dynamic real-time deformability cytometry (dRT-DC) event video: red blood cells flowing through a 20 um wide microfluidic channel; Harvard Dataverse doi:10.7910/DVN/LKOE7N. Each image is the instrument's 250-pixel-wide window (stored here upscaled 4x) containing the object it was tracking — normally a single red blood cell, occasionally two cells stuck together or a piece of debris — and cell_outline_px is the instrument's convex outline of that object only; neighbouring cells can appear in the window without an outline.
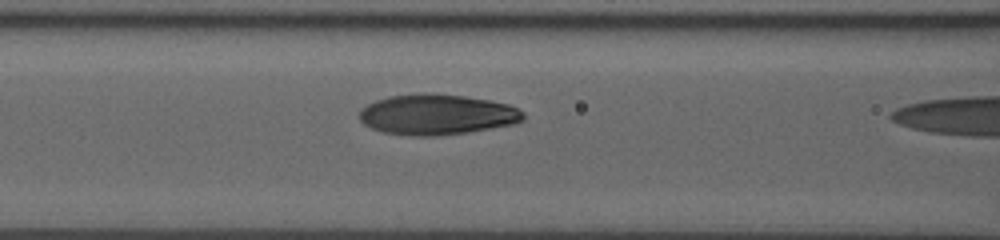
{"species": "human", "species_latin": "Homo sapiens", "temperature_condition": "room temperature", "stored_images_in_passage": 20, "camera_frame_rate_fps": 3000, "um_per_image_px": 0.085, "donor": {"sex": "male"}, "frame": {"image": 1, "passage_image": 19, "time_ms": 6.0, "image_size_px": [1000, 240], "cell_outline_px": [[524, 120], [516, 124], [464, 132], [432, 136], [412, 136], [384, 132], [372, 128], [364, 124], [360, 120], [360, 108], [376, 100], [388, 96], [424, 92], [428, 92], [464, 96], [492, 100], [508, 104], [524, 112]], "centroid_in_image_um": [37.14, 9.72], "position_along_channel_um": 129.5, "area_um2": 38.78}}